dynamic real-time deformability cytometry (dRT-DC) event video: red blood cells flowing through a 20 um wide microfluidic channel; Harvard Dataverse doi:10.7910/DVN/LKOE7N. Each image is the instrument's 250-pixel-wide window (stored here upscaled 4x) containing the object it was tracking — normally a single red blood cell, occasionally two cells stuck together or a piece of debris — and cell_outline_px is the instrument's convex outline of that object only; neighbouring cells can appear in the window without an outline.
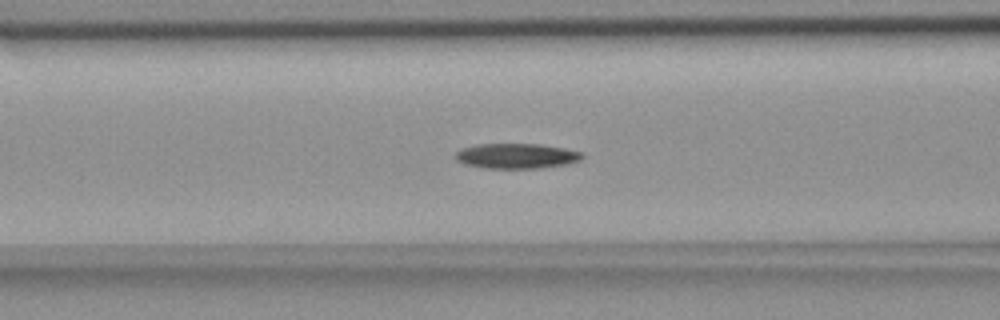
{"species": "common noctule bat (a hibernating species)", "species_latin": "Nyctalus noctula", "temperature_condition": "room temperature", "stored_images_in_passage": 43, "camera_frame_rate_fps": 3000, "um_per_image_px": 0.085, "animal": {"sex": "female", "body_mass_g": 18.4}, "frame": {"image": 1, "passage_image": 9, "time_ms": 2.667, "image_size_px": [1000, 320], "cell_outline_px": [[584, 156], [580, 160], [568, 164], [540, 168], [484, 168], [464, 164], [456, 160], [452, 156], [460, 148], [476, 144], [536, 144], [564, 148], [584, 152]], "centroid_in_image_um": [43.87, 13.26], "position_along_channel_um": 122.7, "area_um2": 18.79}}
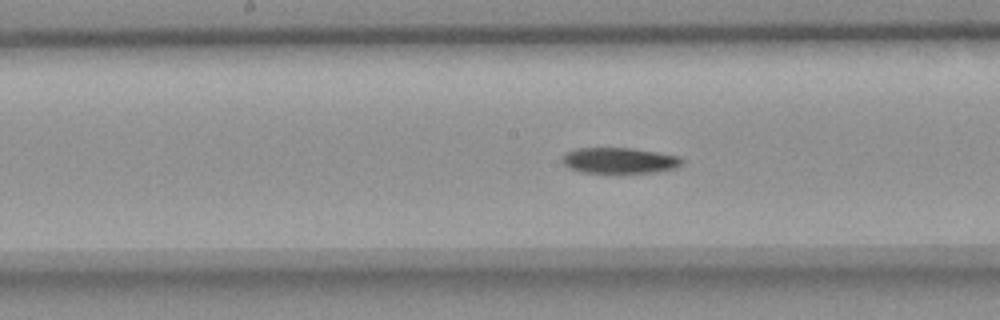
{"frame": {"image": 2, "passage_image": 15, "time_ms": 4.667, "image_size_px": [1000, 320], "cell_outline_px": [[684, 160], [676, 168], [656, 172], [580, 172], [568, 168], [560, 160], [564, 152], [576, 148], [632, 148], [680, 156]], "centroid_in_image_um": [52.6, 13.63], "position_along_channel_um": 195.6, "area_um2": 18.03}}
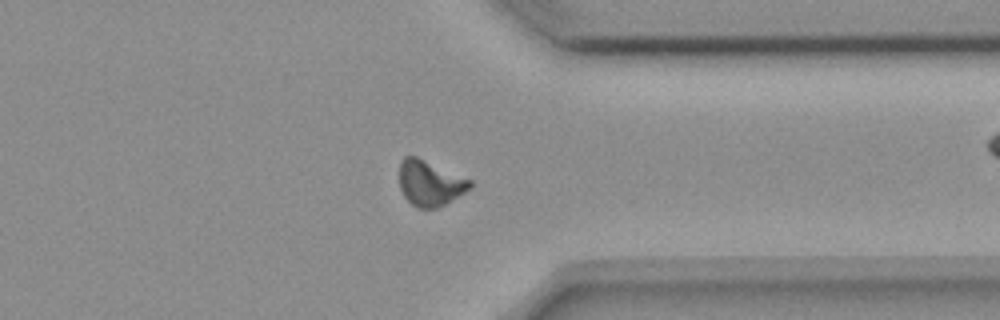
{"frame": {"image": 3, "passage_image": 30, "time_ms": 9.667, "image_size_px": [1000, 320], "cell_outline_px": [[472, 184], [464, 192], [444, 204], [436, 208], [416, 208], [404, 196], [400, 188], [400, 160], [404, 156], [416, 156], [472, 180]], "centroid_in_image_um": [36.51, 15.56], "position_along_channel_um": 374.9, "area_um2": 18.44}, "authors_computed_cell_mechanics": {"area_um2": 18.496, "velocity_mm_per_s": 3.6602, "shape_relaxation_time_tau1_ms": 5.9318, "shape_relaxation_time_tau2_ms": null, "deformation_change_tau1": 0.1569, "deformation_change_tau2": null}}